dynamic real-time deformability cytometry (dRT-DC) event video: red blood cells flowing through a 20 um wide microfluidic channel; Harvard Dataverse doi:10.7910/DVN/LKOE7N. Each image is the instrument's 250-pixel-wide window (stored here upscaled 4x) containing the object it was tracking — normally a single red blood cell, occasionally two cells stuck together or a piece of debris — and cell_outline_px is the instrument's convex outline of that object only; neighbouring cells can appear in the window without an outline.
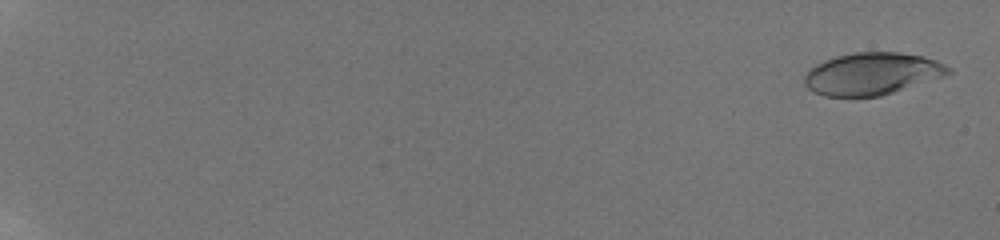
{"species": "human", "species_latin": "Homo sapiens", "temperature_condition": "room temperature", "stored_images_in_passage": 33, "camera_frame_rate_fps": 3000, "um_per_image_px": 0.085, "donor": {"sex": "male"}, "frame": {"image": 1, "passage_image": 2, "time_ms": 0.333, "image_size_px": [1000, 240], "cell_outline_px": [[952, 72], [944, 76], [880, 96], [824, 96], [808, 88], [804, 84], [804, 76], [808, 68], [824, 60], [836, 56], [852, 52], [900, 52], [924, 56], [936, 60], [952, 68]], "centroid_in_image_um": [74.11, 6.25], "position_along_channel_um": 10.9, "area_um2": 35.43}}
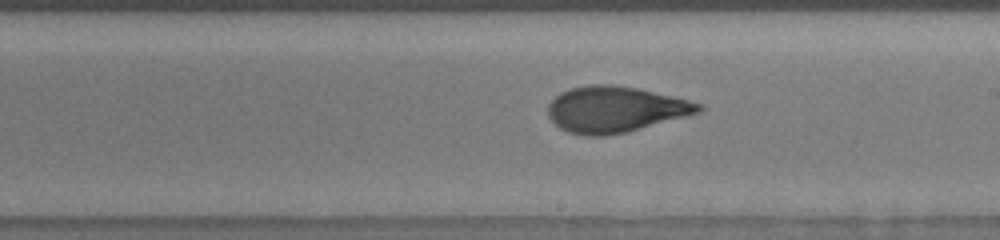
{"frame": {"image": 2, "passage_image": 30, "time_ms": 12.333, "image_size_px": [1000, 240], "cell_outline_px": [[704, 108], [700, 112], [628, 132], [604, 136], [584, 136], [568, 132], [560, 128], [548, 116], [548, 104], [560, 92], [568, 88], [588, 84], [612, 84], [636, 88], [688, 100], [704, 104]], "centroid_in_image_um": [52.27, 9.3], "position_along_channel_um": 236.7, "area_um2": 40.4}}
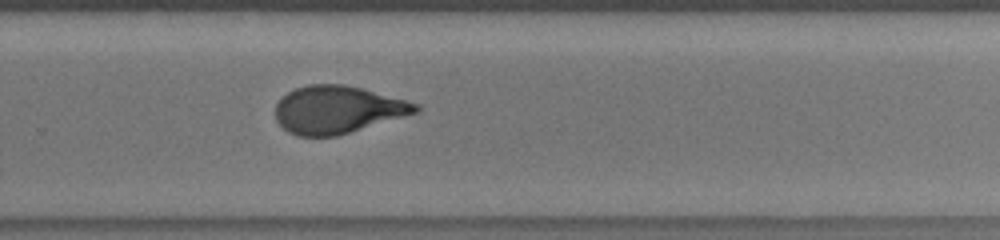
{"frame": {"image": 3, "passage_image": 33, "time_ms": 14.0, "image_size_px": [1000, 240], "cell_outline_px": [[420, 112], [336, 136], [296, 136], [288, 132], [276, 120], [276, 104], [288, 92], [296, 88], [308, 84], [344, 84], [360, 88], [420, 104]], "centroid_in_image_um": [28.7, 9.32], "position_along_channel_um": 301.1, "area_um2": 38.67}}